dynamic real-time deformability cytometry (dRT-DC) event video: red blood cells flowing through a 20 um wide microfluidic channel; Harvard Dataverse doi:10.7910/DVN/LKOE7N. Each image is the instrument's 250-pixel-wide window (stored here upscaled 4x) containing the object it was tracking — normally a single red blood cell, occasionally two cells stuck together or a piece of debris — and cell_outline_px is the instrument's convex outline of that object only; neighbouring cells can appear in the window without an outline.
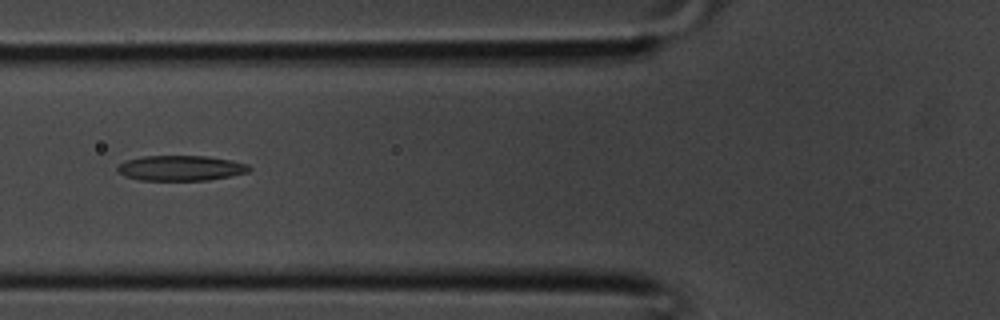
{"species": "common noctule bat (a hibernating species)", "species_latin": "Nyctalus noctula", "temperature_condition": "room temperature", "stored_images_in_passage": 30, "camera_frame_rate_fps": 3000, "um_per_image_px": 0.085, "animal": {"sex": "male", "body_mass_g": 20.1, "forearm_length_mm": 53.5}, "frame": {"image": 1, "passage_image": 9, "time_ms": 2.667, "image_size_px": [1000, 320], "cell_outline_px": [[252, 168], [248, 172], [232, 176], [208, 180], [140, 180], [124, 176], [116, 172], [116, 168], [120, 164], [128, 160], [144, 156], [208, 156], [232, 160], [248, 164]], "centroid_in_image_um": [15.39, 14.29], "position_along_channel_um": 110.4, "area_um2": 19.48}}
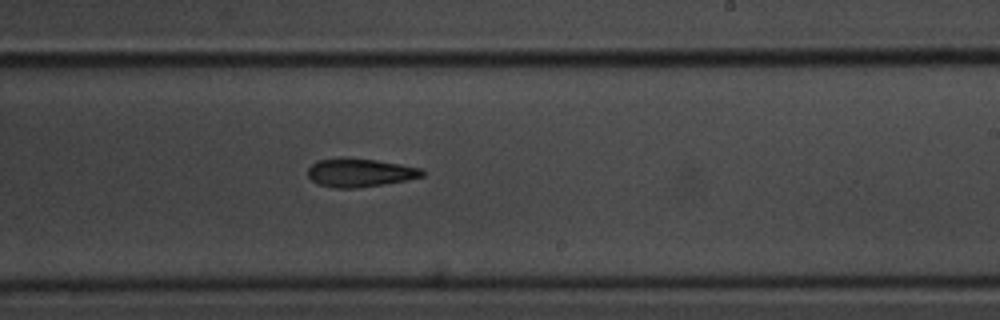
{"frame": {"image": 2, "passage_image": 17, "time_ms": 5.333, "image_size_px": [1000, 320], "cell_outline_px": [[424, 176], [408, 180], [384, 184], [356, 188], [332, 188], [316, 184], [308, 176], [308, 168], [316, 160], [376, 160], [424, 168]], "centroid_in_image_um": [30.63, 14.72], "position_along_channel_um": 258.4, "area_um2": 18.55}}
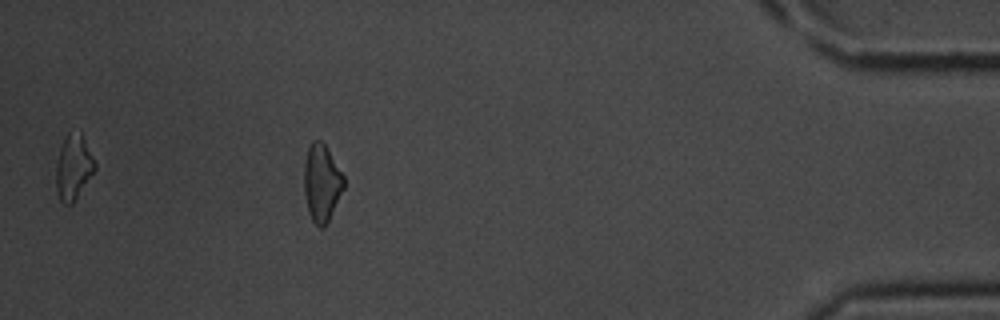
{"frame": {"image": 3, "passage_image": 28, "time_ms": 9.0, "image_size_px": [1000, 320], "cell_outline_px": [[344, 188], [324, 228], [320, 228], [312, 220], [308, 212], [304, 192], [304, 160], [308, 148], [312, 140], [320, 140], [324, 144], [344, 176]], "centroid_in_image_um": [27.32, 15.54], "position_along_channel_um": 407.9, "area_um2": 17.74}}